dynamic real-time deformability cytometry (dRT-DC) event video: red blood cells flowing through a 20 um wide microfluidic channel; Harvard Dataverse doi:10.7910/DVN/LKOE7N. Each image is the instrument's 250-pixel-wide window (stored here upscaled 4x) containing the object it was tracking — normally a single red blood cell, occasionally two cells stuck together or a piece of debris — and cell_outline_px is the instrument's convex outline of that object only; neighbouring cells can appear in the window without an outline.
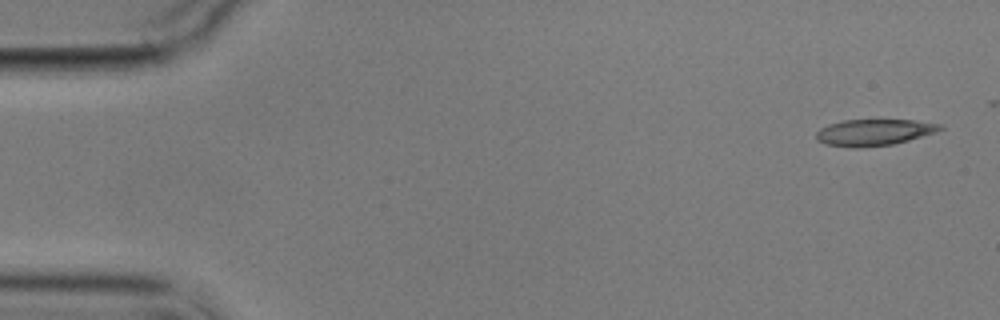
{"species": "common noctule bat (a hibernating species)", "species_latin": "Nyctalus noctula", "temperature_condition": "cold", "stored_images_in_passage": 5, "camera_frame_rate_fps": 3000, "um_per_image_px": 0.085, "animal": {"sex": "male", "body_mass_g": 17.9}, "frame": {"image": 1, "passage_image": 1, "time_ms": 0.0, "image_size_px": [1000, 320], "cell_outline_px": [[944, 128], [936, 132], [908, 140], [892, 144], [856, 148], [852, 148], [824, 144], [816, 140], [816, 132], [820, 128], [828, 124], [844, 120], [912, 120], [944, 124]], "centroid_in_image_um": [74.27, 11.25], "position_along_channel_um": 10.7, "area_um2": 19.13}}
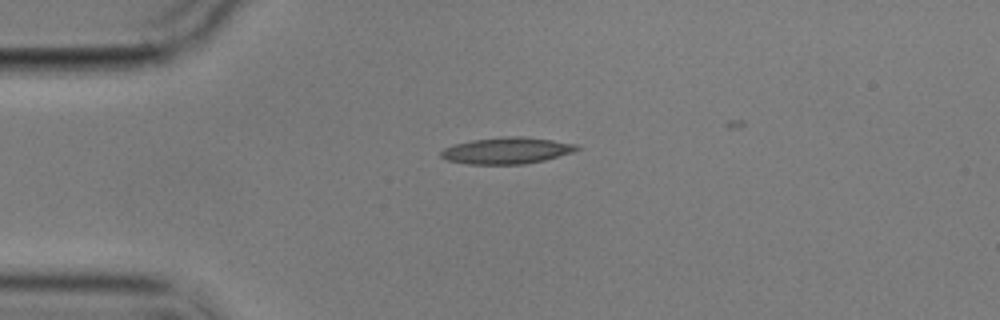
{"frame": {"image": 2, "passage_image": 4, "time_ms": 3.667, "image_size_px": [1000, 320], "cell_outline_px": [[580, 148], [572, 152], [544, 160], [524, 164], [468, 164], [448, 160], [440, 156], [440, 152], [444, 148], [456, 144], [472, 140], [508, 136], [524, 136], [580, 144]], "centroid_in_image_um": [43.1, 12.79], "position_along_channel_um": 41.9, "area_um2": 20.87}}